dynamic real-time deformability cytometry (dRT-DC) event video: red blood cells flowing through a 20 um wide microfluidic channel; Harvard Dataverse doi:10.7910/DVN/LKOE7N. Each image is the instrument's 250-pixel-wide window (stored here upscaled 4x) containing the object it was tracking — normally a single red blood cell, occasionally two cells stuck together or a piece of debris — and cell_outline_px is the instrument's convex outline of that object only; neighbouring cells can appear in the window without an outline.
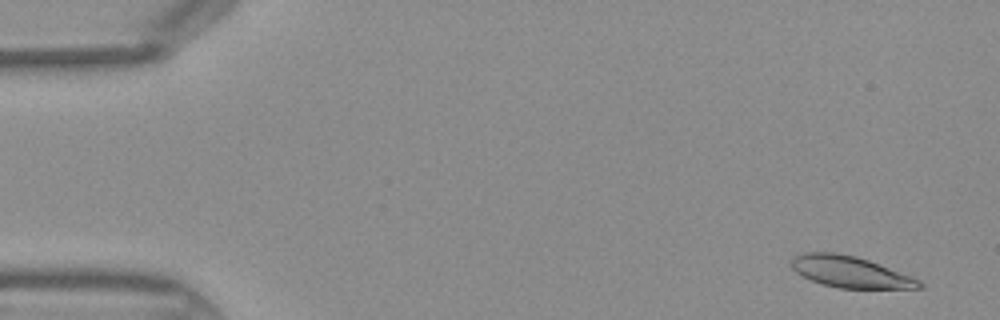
{"species": "Egyptian fruit bat (a non-hibernating species)", "species_latin": "Rousettus aegyptiacus", "temperature_condition": "warm", "stored_images_in_passage": 46, "camera_frame_rate_fps": 3000, "um_per_image_px": 0.085, "frame": {"image": 1, "passage_image": 3, "time_ms": 0.667, "image_size_px": [1000, 320], "cell_outline_px": [[924, 288], [840, 288], [824, 284], [812, 280], [796, 272], [792, 268], [792, 260], [796, 256], [804, 252], [836, 252], [856, 256], [868, 260], [912, 276], [920, 280], [924, 284]], "centroid_in_image_um": [72.31, 23.1], "position_along_channel_um": 12.7, "area_um2": 23.12}}
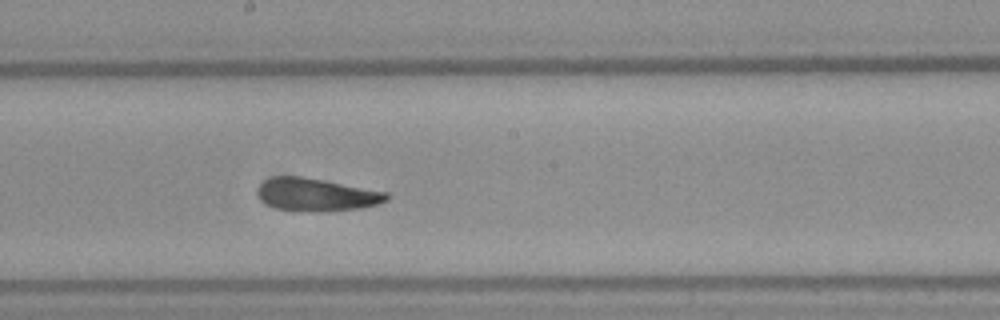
{"frame": {"image": 2, "passage_image": 25, "time_ms": 8.0, "image_size_px": [1000, 320], "cell_outline_px": [[388, 200], [380, 204], [360, 208], [324, 212], [308, 212], [276, 208], [260, 200], [256, 192], [256, 188], [264, 180], [272, 176], [300, 176], [324, 180], [388, 192]], "centroid_in_image_um": [26.88, 16.55], "position_along_channel_um": 221.3, "area_um2": 24.97}}
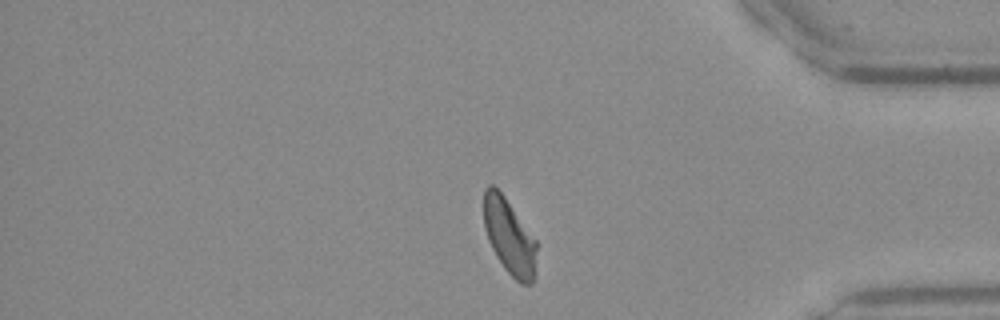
{"frame": {"image": 3, "passage_image": 38, "time_ms": 12.333, "image_size_px": [1000, 320], "cell_outline_px": [[536, 248], [532, 284], [520, 284], [504, 268], [496, 256], [488, 240], [484, 228], [484, 188], [488, 184], [492, 184], [504, 196], [536, 240]], "centroid_in_image_um": [43.26, 20.1], "position_along_channel_um": 391.9, "area_um2": 22.89}}